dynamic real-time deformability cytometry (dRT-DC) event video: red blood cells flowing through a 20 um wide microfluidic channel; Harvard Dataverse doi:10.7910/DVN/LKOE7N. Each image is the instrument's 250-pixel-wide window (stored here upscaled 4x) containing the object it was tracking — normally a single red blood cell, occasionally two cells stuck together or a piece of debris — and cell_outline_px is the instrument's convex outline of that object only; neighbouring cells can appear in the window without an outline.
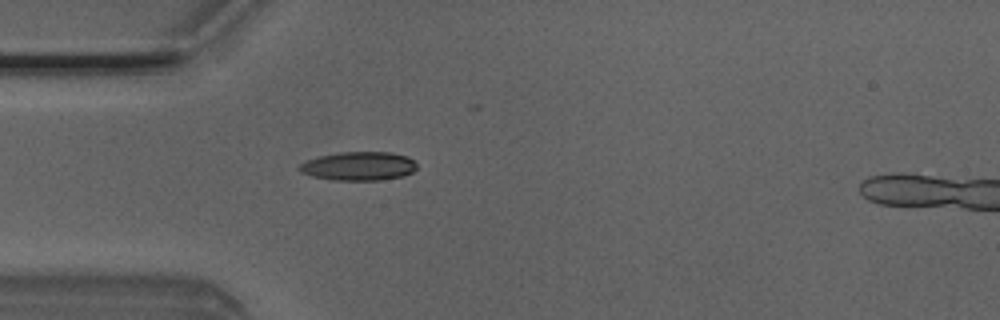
{"species": "Egyptian fruit bat (a non-hibernating species)", "species_latin": "Rousettus aegyptiacus", "temperature_condition": "room temperature", "stored_images_in_passage": 5, "camera_frame_rate_fps": 3000, "um_per_image_px": 0.085, "animal": {"sex": "male"}, "frame": {"image": 1, "passage_image": 4, "time_ms": 1.0, "image_size_px": [1000, 320], "cell_outline_px": [[416, 168], [412, 172], [404, 176], [380, 180], [332, 180], [312, 176], [300, 172], [296, 168], [300, 164], [308, 160], [320, 156], [340, 152], [392, 152], [408, 156], [416, 164]], "centroid_in_image_um": [30.49, 14.12], "position_along_channel_um": 54.5, "area_um2": 19.71}}